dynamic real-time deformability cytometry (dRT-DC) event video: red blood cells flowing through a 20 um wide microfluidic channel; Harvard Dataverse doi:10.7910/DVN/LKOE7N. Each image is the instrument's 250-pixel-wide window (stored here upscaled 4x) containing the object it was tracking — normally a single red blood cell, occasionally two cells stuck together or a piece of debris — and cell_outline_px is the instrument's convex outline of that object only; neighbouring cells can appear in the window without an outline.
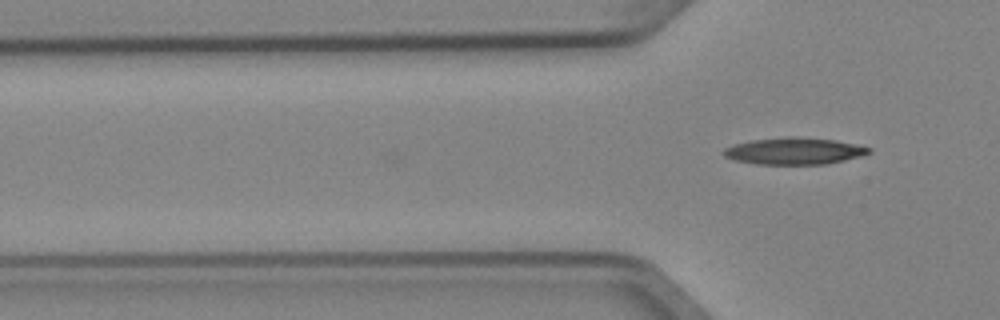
{"species": "Egyptian fruit bat (a non-hibernating species)", "species_latin": "Rousettus aegyptiacus", "temperature_condition": "cold", "stored_images_in_passage": 6, "camera_frame_rate_fps": 3000, "um_per_image_px": 0.085, "animal": {"sex": "female"}, "frame": {"image": 1, "passage_image": 6, "time_ms": 1.667, "image_size_px": [1000, 320], "cell_outline_px": [[872, 152], [860, 156], [844, 160], [824, 164], [756, 164], [736, 160], [724, 156], [720, 152], [724, 148], [732, 144], [752, 140], [788, 136], [796, 136], [836, 140], [872, 148]], "centroid_in_image_um": [67.48, 12.83], "position_along_channel_um": 58.3, "area_um2": 22.77}}